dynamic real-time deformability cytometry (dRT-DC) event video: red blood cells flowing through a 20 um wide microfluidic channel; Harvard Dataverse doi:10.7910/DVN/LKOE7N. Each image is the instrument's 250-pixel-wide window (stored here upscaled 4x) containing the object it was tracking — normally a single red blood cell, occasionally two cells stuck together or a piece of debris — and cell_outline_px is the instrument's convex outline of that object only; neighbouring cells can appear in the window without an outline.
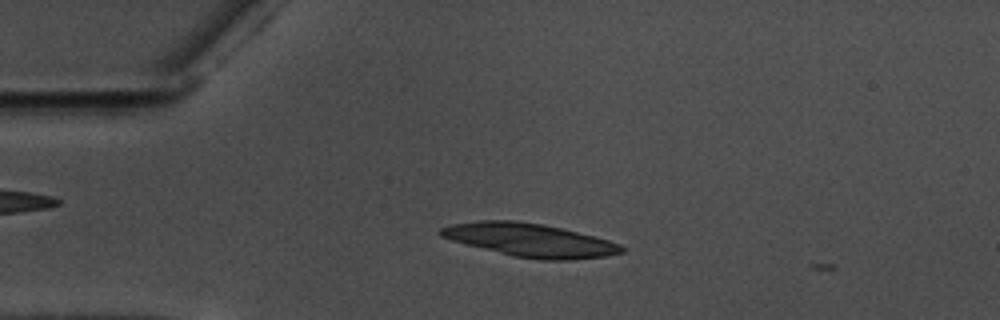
{"species": "common noctule bat (a hibernating species)", "species_latin": "Nyctalus noctula", "temperature_condition": "warm", "stored_images_in_passage": 2, "camera_frame_rate_fps": 3000, "um_per_image_px": 0.085, "animal": {"sex": "male", "body_mass_g": 17.5, "forearm_length_mm": 52.3}, "frame": {"image": 1, "passage_image": 1, "time_ms": 0.0, "image_size_px": [1000, 320], "cell_outline_px": [[624, 252], [604, 256], [568, 260], [540, 260], [516, 256], [452, 240], [440, 236], [436, 232], [440, 228], [452, 224], [480, 220], [516, 220], [540, 224], [560, 228], [608, 240], [620, 244], [624, 248]], "centroid_in_image_um": [45.03, 20.4], "position_along_channel_um": 40.0, "area_um2": 34.45}}